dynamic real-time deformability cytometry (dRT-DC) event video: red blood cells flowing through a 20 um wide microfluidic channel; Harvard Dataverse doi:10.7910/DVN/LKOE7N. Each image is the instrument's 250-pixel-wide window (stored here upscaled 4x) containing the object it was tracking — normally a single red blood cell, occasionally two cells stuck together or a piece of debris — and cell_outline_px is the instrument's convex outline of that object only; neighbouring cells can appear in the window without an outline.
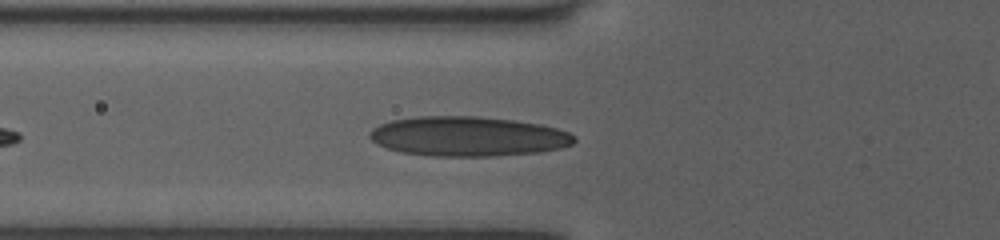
{"species": "human", "species_latin": "Homo sapiens", "temperature_condition": "room temperature", "stored_images_in_passage": 34, "camera_frame_rate_fps": 3000, "um_per_image_px": 0.085, "donor": {"sex": "female"}, "frame": {"image": 1, "passage_image": 5, "time_ms": 1.333, "image_size_px": [1000, 240], "cell_outline_px": [[576, 140], [572, 144], [560, 148], [540, 152], [496, 156], [432, 156], [400, 152], [376, 144], [368, 136], [372, 128], [380, 124], [392, 120], [416, 116], [480, 116], [512, 120], [540, 124], [556, 128], [568, 132], [576, 136]], "centroid_in_image_um": [39.77, 11.59], "position_along_channel_um": 86.0, "area_um2": 47.57}}
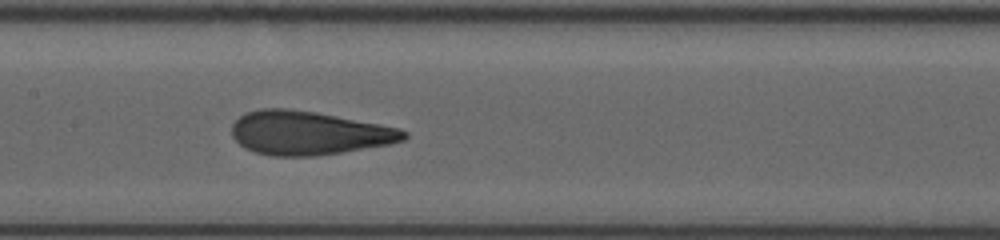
{"frame": {"image": 2, "passage_image": 12, "time_ms": 3.667, "image_size_px": [1000, 240], "cell_outline_px": [[408, 136], [404, 140], [388, 144], [316, 156], [272, 156], [256, 152], [244, 148], [232, 136], [232, 124], [244, 112], [260, 108], [284, 108], [312, 112], [380, 124], [400, 128], [408, 132]], "centroid_in_image_um": [26.2, 11.3], "position_along_channel_um": 181.2, "area_um2": 43.52}}
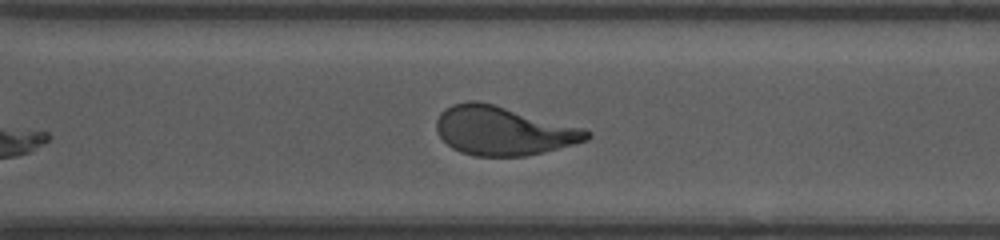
{"frame": {"image": 3, "passage_image": 23, "time_ms": 7.333, "image_size_px": [1000, 240], "cell_outline_px": [[592, 136], [588, 140], [524, 156], [476, 156], [460, 152], [452, 148], [436, 132], [436, 120], [440, 112], [452, 104], [468, 100], [476, 100], [492, 104], [584, 128], [592, 132]], "centroid_in_image_um": [42.74, 11.11], "position_along_channel_um": 327.9, "area_um2": 42.48}}